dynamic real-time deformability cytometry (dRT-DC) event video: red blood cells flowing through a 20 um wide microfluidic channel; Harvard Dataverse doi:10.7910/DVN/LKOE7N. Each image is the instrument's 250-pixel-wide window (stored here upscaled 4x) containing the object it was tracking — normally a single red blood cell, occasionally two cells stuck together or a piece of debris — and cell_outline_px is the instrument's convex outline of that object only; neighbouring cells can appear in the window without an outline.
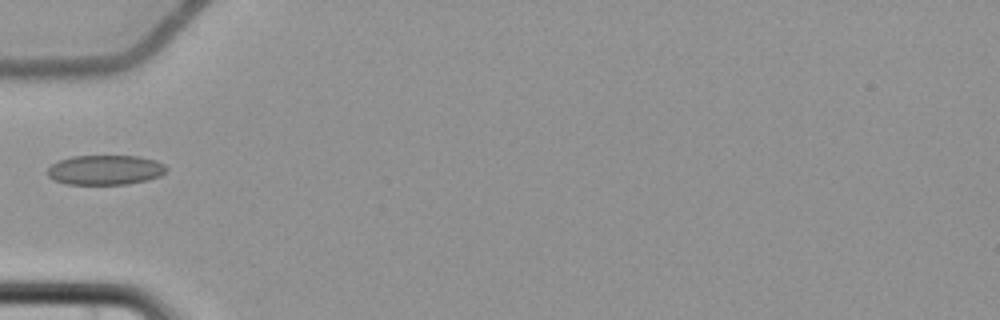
{"species": "common noctule bat (a hibernating species)", "species_latin": "Nyctalus noctula", "temperature_condition": "cold", "stored_images_in_passage": 2, "camera_frame_rate_fps": 3000, "um_per_image_px": 0.085, "animal": {"sex": "female", "body_mass_g": 22.7, "forearm_length_mm": 54.2}, "frame": {"image": 1, "passage_image": 2, "time_ms": 1.333, "image_size_px": [1000, 320], "cell_outline_px": [[168, 168], [160, 176], [148, 180], [128, 184], [68, 184], [56, 180], [48, 176], [48, 168], [52, 164], [60, 160], [72, 156], [136, 156], [156, 160], [164, 164]], "centroid_in_image_um": [8.98, 14.44], "position_along_channel_um": 76.0, "area_um2": 20.52}}